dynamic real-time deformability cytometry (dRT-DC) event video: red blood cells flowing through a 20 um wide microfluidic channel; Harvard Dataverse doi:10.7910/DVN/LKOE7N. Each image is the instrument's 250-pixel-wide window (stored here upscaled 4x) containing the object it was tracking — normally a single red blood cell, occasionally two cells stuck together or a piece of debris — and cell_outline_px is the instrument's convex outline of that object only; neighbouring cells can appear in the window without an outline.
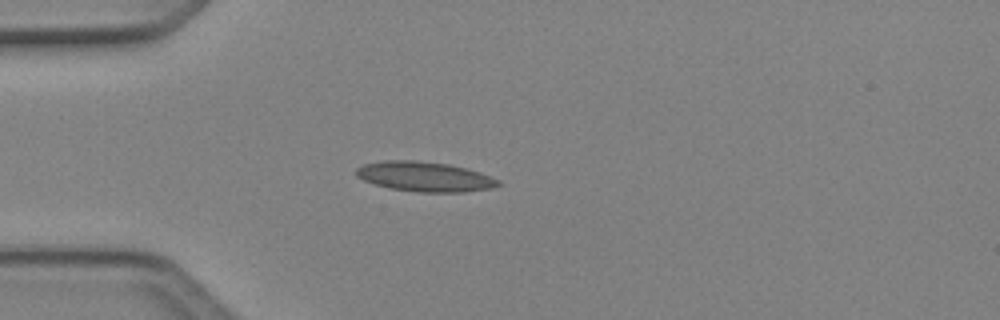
{"species": "Egyptian fruit bat (a non-hibernating species)", "species_latin": "Rousettus aegyptiacus", "temperature_condition": "cold", "stored_images_in_passage": 1, "camera_frame_rate_fps": 3000, "um_per_image_px": 0.085, "animal": {"sex": "female"}, "frame": {"image": 1, "passage_image": 1, "time_ms": 0.0, "image_size_px": [1000, 320], "cell_outline_px": [[504, 184], [492, 188], [464, 192], [416, 192], [388, 188], [364, 180], [356, 176], [356, 168], [364, 164], [384, 160], [416, 160], [448, 164], [468, 168], [480, 172], [500, 180]], "centroid_in_image_um": [36.14, 15.01], "position_along_channel_um": 48.9, "area_um2": 24.91}}